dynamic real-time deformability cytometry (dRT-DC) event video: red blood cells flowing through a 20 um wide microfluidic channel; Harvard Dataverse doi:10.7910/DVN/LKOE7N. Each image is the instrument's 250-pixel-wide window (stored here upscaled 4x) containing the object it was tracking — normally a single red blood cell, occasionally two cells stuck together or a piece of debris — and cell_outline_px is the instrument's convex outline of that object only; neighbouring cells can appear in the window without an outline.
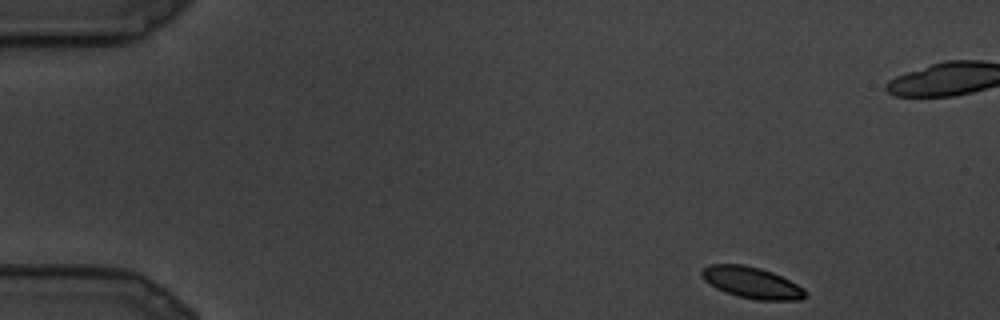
{"species": "common noctule bat (a hibernating species)", "species_latin": "Nyctalus noctula", "temperature_condition": "cold", "stored_images_in_passage": 19, "camera_frame_rate_fps": 3000, "um_per_image_px": 0.085, "animal": {"sex": "male", "body_mass_g": 19.5, "forearm_length_mm": 54.6}, "frame": {"image": 1, "passage_image": 1, "time_ms": 0.0, "image_size_px": [1000, 320], "cell_outline_px": [[808, 296], [800, 300], [756, 300], [736, 296], [724, 292], [716, 288], [704, 280], [700, 272], [704, 268], [712, 264], [744, 264], [760, 268], [772, 272], [804, 288], [808, 292]], "centroid_in_image_um": [63.92, 24.04], "position_along_channel_um": 21.1, "area_um2": 19.02}}